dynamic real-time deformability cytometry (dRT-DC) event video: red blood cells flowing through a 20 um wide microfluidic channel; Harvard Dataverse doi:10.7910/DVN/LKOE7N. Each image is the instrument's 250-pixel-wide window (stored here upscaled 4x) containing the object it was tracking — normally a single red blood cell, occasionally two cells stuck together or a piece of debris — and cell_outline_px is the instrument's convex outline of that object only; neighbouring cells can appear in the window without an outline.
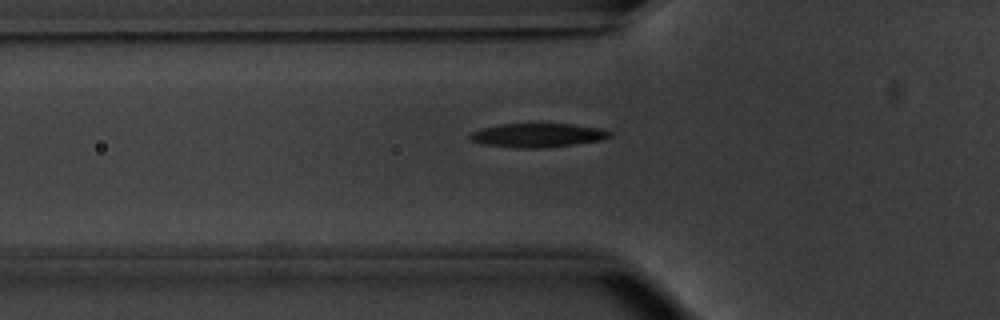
{"species": "common noctule bat (a hibernating species)", "species_latin": "Nyctalus noctula", "temperature_condition": "warm", "stored_images_in_passage": 11, "camera_frame_rate_fps": 3000, "um_per_image_px": 0.085, "animal": {"sex": "male", "body_mass_g": 20.1, "forearm_length_mm": 53.5}, "frame": {"image": 1, "passage_image": 3, "time_ms": 0.667, "image_size_px": [1000, 320], "cell_outline_px": [[612, 136], [600, 140], [572, 144], [540, 148], [512, 148], [484, 144], [472, 140], [468, 136], [468, 132], [480, 128], [500, 124], [572, 124], [600, 128], [612, 132]], "centroid_in_image_um": [45.64, 11.49], "position_along_channel_um": 80.2, "area_um2": 19.48}}
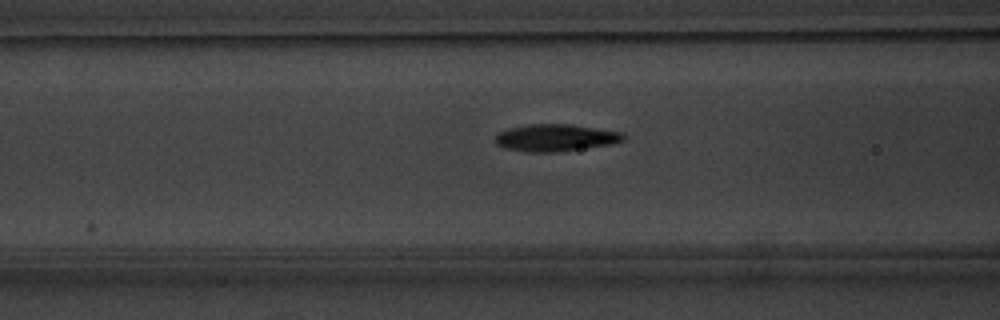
{"frame": {"image": 2, "passage_image": 6, "time_ms": 1.667, "image_size_px": [1000, 320], "cell_outline_px": [[628, 136], [624, 140], [608, 144], [556, 152], [524, 152], [504, 148], [496, 144], [496, 136], [500, 132], [508, 128], [528, 124], [572, 124], [624, 132]], "centroid_in_image_um": [47.23, 11.7], "position_along_channel_um": 119.4, "area_um2": 20.29}}